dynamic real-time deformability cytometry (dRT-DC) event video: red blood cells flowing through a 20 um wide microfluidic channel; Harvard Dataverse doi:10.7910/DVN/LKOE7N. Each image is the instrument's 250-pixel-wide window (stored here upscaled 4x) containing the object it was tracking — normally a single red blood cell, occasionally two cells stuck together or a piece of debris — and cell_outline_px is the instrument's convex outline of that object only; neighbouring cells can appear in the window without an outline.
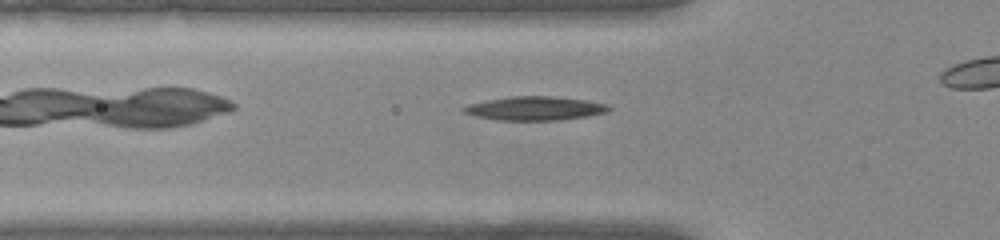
{"species": "common noctule bat (a hibernating species)", "species_latin": "Nyctalus noctula", "temperature_condition": "warm", "stored_images_in_passage": 27, "camera_frame_rate_fps": 3000, "um_per_image_px": 0.085, "animal": {"sex": "female", "body_mass_g": 22.0, "forearm_length_mm": 56.7}, "frame": {"image": 1, "passage_image": 2, "time_ms": 0.333, "image_size_px": [1000, 240], "cell_outline_px": [[612, 108], [608, 112], [588, 116], [560, 120], [496, 120], [464, 112], [460, 108], [468, 104], [484, 100], [512, 96], [552, 96], [584, 100], [608, 104]], "centroid_in_image_um": [45.49, 9.21], "position_along_channel_um": 80.3, "area_um2": 20.11}}
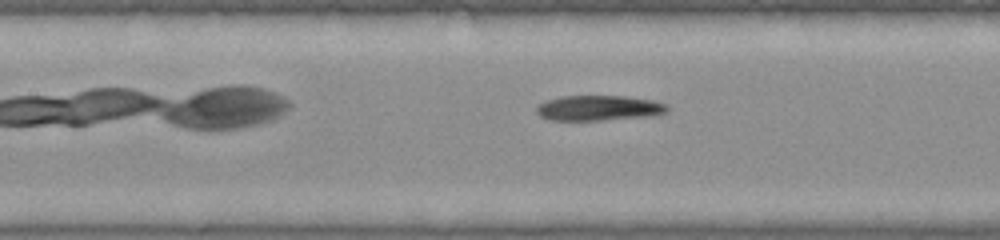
{"frame": {"image": 2, "passage_image": 8, "time_ms": 2.333, "image_size_px": [1000, 240], "cell_outline_px": [[668, 112], [652, 116], [600, 120], [552, 120], [540, 116], [536, 112], [536, 108], [544, 100], [560, 96], [624, 96], [652, 100], [668, 104]], "centroid_in_image_um": [50.9, 9.18], "position_along_channel_um": 156.5, "area_um2": 19.31}}
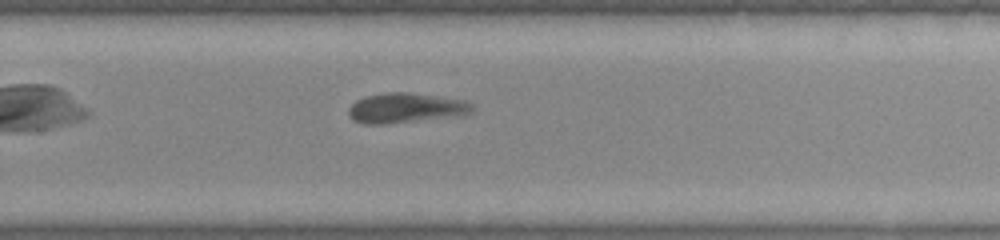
{"frame": {"image": 3, "passage_image": 19, "time_ms": 6.0, "image_size_px": [1000, 240], "cell_outline_px": [[472, 112], [456, 116], [388, 124], [364, 124], [352, 120], [348, 116], [348, 108], [356, 100], [364, 96], [384, 92], [408, 92], [468, 100], [472, 104]], "centroid_in_image_um": [34.45, 9.17], "position_along_channel_um": 295.4, "area_um2": 21.85}}